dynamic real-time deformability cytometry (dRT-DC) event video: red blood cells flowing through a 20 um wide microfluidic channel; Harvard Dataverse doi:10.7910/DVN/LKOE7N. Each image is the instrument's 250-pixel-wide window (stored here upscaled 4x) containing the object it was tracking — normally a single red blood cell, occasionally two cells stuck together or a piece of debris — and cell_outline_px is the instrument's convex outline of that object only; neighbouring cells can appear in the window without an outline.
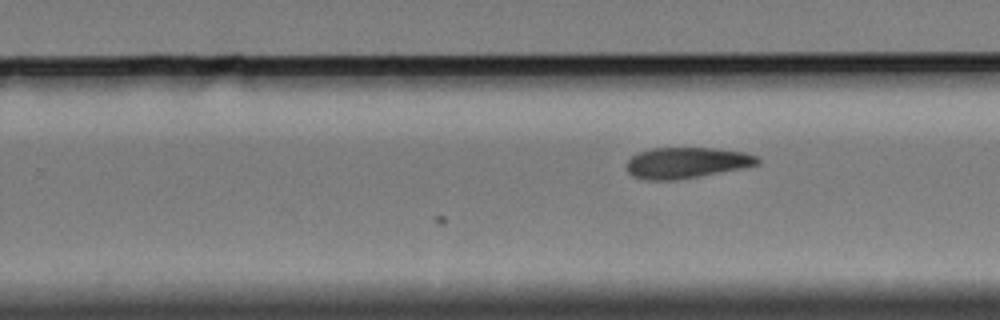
{"species": "Egyptian fruit bat (a non-hibernating species)", "species_latin": "Rousettus aegyptiacus", "temperature_condition": "cold", "stored_images_in_passage": 24, "camera_frame_rate_fps": 3000, "um_per_image_px": 0.085, "animal": {"sex": "female"}, "frame": {"image": 1, "passage_image": 24, "time_ms": 7.667, "image_size_px": [1000, 320], "cell_outline_px": [[760, 164], [740, 168], [676, 180], [648, 180], [632, 176], [628, 172], [628, 160], [632, 156], [640, 152], [652, 148], [712, 148], [744, 152], [756, 156], [760, 160]], "centroid_in_image_um": [58.34, 13.83], "position_along_channel_um": 271.5, "area_um2": 23.24}}